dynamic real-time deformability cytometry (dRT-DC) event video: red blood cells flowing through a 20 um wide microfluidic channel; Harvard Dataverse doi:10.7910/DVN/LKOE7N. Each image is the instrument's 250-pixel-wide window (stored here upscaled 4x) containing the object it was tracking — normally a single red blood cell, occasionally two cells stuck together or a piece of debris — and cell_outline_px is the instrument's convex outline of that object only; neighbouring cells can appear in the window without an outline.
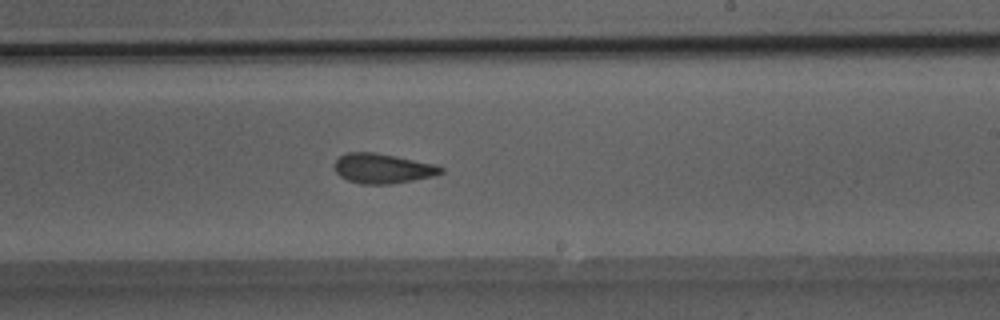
{"species": "Egyptian fruit bat (a non-hibernating species)", "species_latin": "Rousettus aegyptiacus", "temperature_condition": "room temperature", "stored_images_in_passage": 31, "camera_frame_rate_fps": 3000, "um_per_image_px": 0.085, "animal": {"sex": "male"}, "frame": {"image": 1, "passage_image": 14, "time_ms": 4.333, "image_size_px": [1000, 320], "cell_outline_px": [[444, 172], [436, 176], [392, 184], [360, 184], [348, 180], [340, 176], [336, 172], [336, 160], [340, 156], [348, 152], [376, 152], [436, 164], [444, 168]], "centroid_in_image_um": [32.58, 14.32], "position_along_channel_um": 256.4, "area_um2": 18.61}}
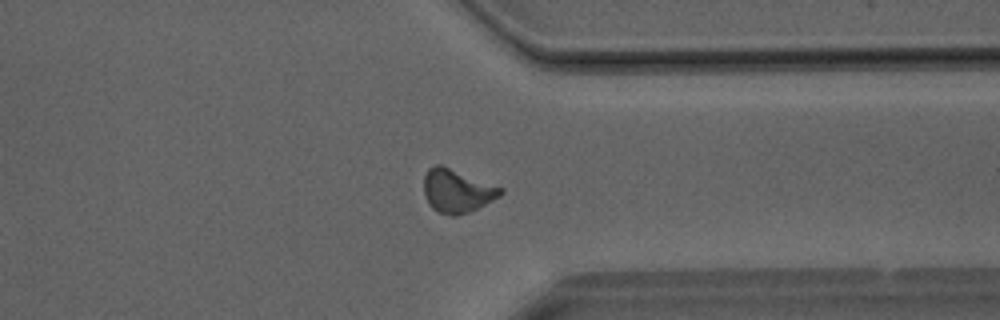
{"frame": {"image": 2, "passage_image": 21, "time_ms": 6.667, "image_size_px": [1000, 320], "cell_outline_px": [[504, 192], [500, 196], [468, 212], [456, 216], [452, 216], [440, 212], [432, 208], [424, 196], [424, 176], [428, 168], [436, 164], [440, 164], [504, 188]], "centroid_in_image_um": [38.83, 16.21], "position_along_channel_um": 372.6, "area_um2": 19.25}}
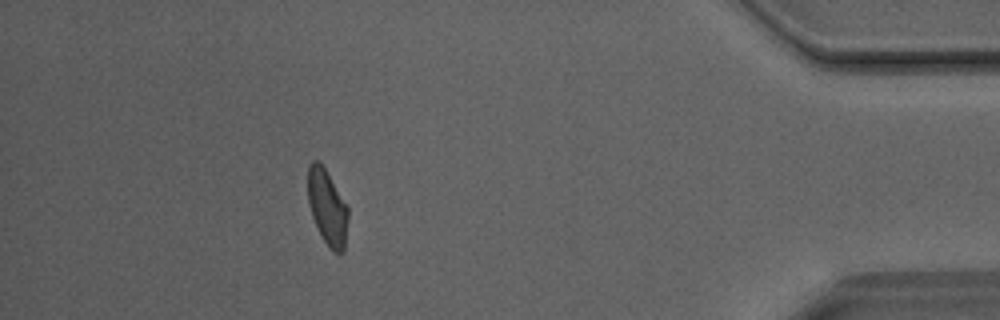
{"frame": {"image": 3, "passage_image": 26, "time_ms": 8.333, "image_size_px": [1000, 320], "cell_outline_px": [[348, 220], [344, 252], [340, 256], [332, 252], [328, 248], [312, 216], [308, 204], [308, 164], [312, 160], [316, 160], [324, 168], [348, 208]], "centroid_in_image_um": [27.82, 17.69], "position_along_channel_um": 407.4, "area_um2": 17.57}}